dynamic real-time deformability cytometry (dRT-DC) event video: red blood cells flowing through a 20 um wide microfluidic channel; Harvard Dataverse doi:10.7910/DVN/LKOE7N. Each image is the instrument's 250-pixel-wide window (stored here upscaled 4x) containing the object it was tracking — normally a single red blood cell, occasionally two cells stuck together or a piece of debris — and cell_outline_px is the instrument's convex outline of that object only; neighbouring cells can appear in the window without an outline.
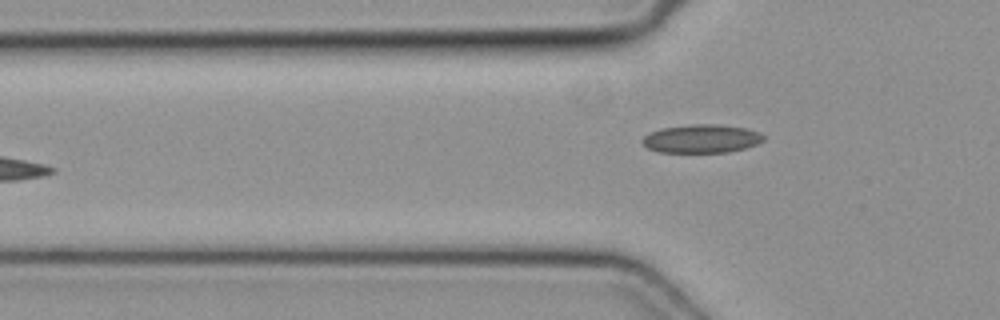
{"species": "common noctule bat (a hibernating species)", "species_latin": "Nyctalus noctula", "temperature_condition": "cold", "stored_images_in_passage": 6, "camera_frame_rate_fps": 3000, "um_per_image_px": 0.085, "animal": {"sex": "female", "body_mass_g": 19.3, "forearm_length_mm": 54.1}, "frame": {"image": 1, "passage_image": 6, "time_ms": 1.667, "image_size_px": [1000, 320], "cell_outline_px": [[764, 140], [756, 144], [744, 148], [728, 152], [660, 152], [648, 148], [640, 144], [640, 140], [648, 132], [660, 128], [692, 124], [720, 124], [748, 128], [760, 132], [764, 136]], "centroid_in_image_um": [59.6, 11.77], "position_along_channel_um": 66.2, "area_um2": 20.35}}